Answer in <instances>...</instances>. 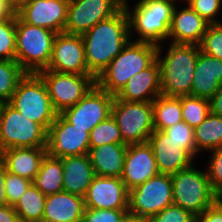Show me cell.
<instances>
[{"label": "cell", "mask_w": 222, "mask_h": 222, "mask_svg": "<svg viewBox=\"0 0 222 222\" xmlns=\"http://www.w3.org/2000/svg\"><path fill=\"white\" fill-rule=\"evenodd\" d=\"M82 40L88 70L97 78L132 40L125 8L83 33Z\"/></svg>", "instance_id": "obj_1"}, {"label": "cell", "mask_w": 222, "mask_h": 222, "mask_svg": "<svg viewBox=\"0 0 222 222\" xmlns=\"http://www.w3.org/2000/svg\"><path fill=\"white\" fill-rule=\"evenodd\" d=\"M165 56L162 45L157 48L160 65L161 94L165 96L191 95L194 70L200 46L169 43Z\"/></svg>", "instance_id": "obj_2"}, {"label": "cell", "mask_w": 222, "mask_h": 222, "mask_svg": "<svg viewBox=\"0 0 222 222\" xmlns=\"http://www.w3.org/2000/svg\"><path fill=\"white\" fill-rule=\"evenodd\" d=\"M158 46L147 42L130 41L96 78V85L116 96L136 73L157 59Z\"/></svg>", "instance_id": "obj_3"}, {"label": "cell", "mask_w": 222, "mask_h": 222, "mask_svg": "<svg viewBox=\"0 0 222 222\" xmlns=\"http://www.w3.org/2000/svg\"><path fill=\"white\" fill-rule=\"evenodd\" d=\"M175 1L169 0H148L138 1L133 10L129 9L128 0H124L130 29V38L133 39V32L138 34L135 42H147L161 45V42L169 37ZM134 29V30H133Z\"/></svg>", "instance_id": "obj_4"}, {"label": "cell", "mask_w": 222, "mask_h": 222, "mask_svg": "<svg viewBox=\"0 0 222 222\" xmlns=\"http://www.w3.org/2000/svg\"><path fill=\"white\" fill-rule=\"evenodd\" d=\"M56 35L16 15V62L26 73L37 74L48 67Z\"/></svg>", "instance_id": "obj_5"}, {"label": "cell", "mask_w": 222, "mask_h": 222, "mask_svg": "<svg viewBox=\"0 0 222 222\" xmlns=\"http://www.w3.org/2000/svg\"><path fill=\"white\" fill-rule=\"evenodd\" d=\"M8 103L47 131L58 115L53 108L46 85L38 74L26 73Z\"/></svg>", "instance_id": "obj_6"}, {"label": "cell", "mask_w": 222, "mask_h": 222, "mask_svg": "<svg viewBox=\"0 0 222 222\" xmlns=\"http://www.w3.org/2000/svg\"><path fill=\"white\" fill-rule=\"evenodd\" d=\"M173 204L190 211L196 217L215 202L206 171L190 166L171 175Z\"/></svg>", "instance_id": "obj_7"}, {"label": "cell", "mask_w": 222, "mask_h": 222, "mask_svg": "<svg viewBox=\"0 0 222 222\" xmlns=\"http://www.w3.org/2000/svg\"><path fill=\"white\" fill-rule=\"evenodd\" d=\"M47 130L8 102L0 114V152L8 148L46 147Z\"/></svg>", "instance_id": "obj_8"}, {"label": "cell", "mask_w": 222, "mask_h": 222, "mask_svg": "<svg viewBox=\"0 0 222 222\" xmlns=\"http://www.w3.org/2000/svg\"><path fill=\"white\" fill-rule=\"evenodd\" d=\"M112 116L127 145L146 143L154 131L153 102L125 101L115 96Z\"/></svg>", "instance_id": "obj_9"}, {"label": "cell", "mask_w": 222, "mask_h": 222, "mask_svg": "<svg viewBox=\"0 0 222 222\" xmlns=\"http://www.w3.org/2000/svg\"><path fill=\"white\" fill-rule=\"evenodd\" d=\"M173 205L171 175L158 174L129 190L128 213L149 221L167 206Z\"/></svg>", "instance_id": "obj_10"}, {"label": "cell", "mask_w": 222, "mask_h": 222, "mask_svg": "<svg viewBox=\"0 0 222 222\" xmlns=\"http://www.w3.org/2000/svg\"><path fill=\"white\" fill-rule=\"evenodd\" d=\"M46 85L53 108L58 114L75 105L95 85L93 75H80L42 70L37 73Z\"/></svg>", "instance_id": "obj_11"}, {"label": "cell", "mask_w": 222, "mask_h": 222, "mask_svg": "<svg viewBox=\"0 0 222 222\" xmlns=\"http://www.w3.org/2000/svg\"><path fill=\"white\" fill-rule=\"evenodd\" d=\"M45 150L48 157L55 158L88 154L89 132L75 127L58 114L47 132Z\"/></svg>", "instance_id": "obj_12"}, {"label": "cell", "mask_w": 222, "mask_h": 222, "mask_svg": "<svg viewBox=\"0 0 222 222\" xmlns=\"http://www.w3.org/2000/svg\"><path fill=\"white\" fill-rule=\"evenodd\" d=\"M124 0L69 1L64 32L82 35L97 23L111 18L123 8Z\"/></svg>", "instance_id": "obj_13"}, {"label": "cell", "mask_w": 222, "mask_h": 222, "mask_svg": "<svg viewBox=\"0 0 222 222\" xmlns=\"http://www.w3.org/2000/svg\"><path fill=\"white\" fill-rule=\"evenodd\" d=\"M114 95L95 85L81 100L61 115L72 125L90 131L112 115Z\"/></svg>", "instance_id": "obj_14"}, {"label": "cell", "mask_w": 222, "mask_h": 222, "mask_svg": "<svg viewBox=\"0 0 222 222\" xmlns=\"http://www.w3.org/2000/svg\"><path fill=\"white\" fill-rule=\"evenodd\" d=\"M46 70L92 75L87 67L82 35L60 32L56 35L52 55Z\"/></svg>", "instance_id": "obj_15"}, {"label": "cell", "mask_w": 222, "mask_h": 222, "mask_svg": "<svg viewBox=\"0 0 222 222\" xmlns=\"http://www.w3.org/2000/svg\"><path fill=\"white\" fill-rule=\"evenodd\" d=\"M68 5L67 0H28L16 9V15L25 23L58 34L64 32Z\"/></svg>", "instance_id": "obj_16"}, {"label": "cell", "mask_w": 222, "mask_h": 222, "mask_svg": "<svg viewBox=\"0 0 222 222\" xmlns=\"http://www.w3.org/2000/svg\"><path fill=\"white\" fill-rule=\"evenodd\" d=\"M129 190L118 177L94 176L84 196L88 209H128Z\"/></svg>", "instance_id": "obj_17"}, {"label": "cell", "mask_w": 222, "mask_h": 222, "mask_svg": "<svg viewBox=\"0 0 222 222\" xmlns=\"http://www.w3.org/2000/svg\"><path fill=\"white\" fill-rule=\"evenodd\" d=\"M147 142L160 174L173 175L194 165V158L163 130H154Z\"/></svg>", "instance_id": "obj_18"}, {"label": "cell", "mask_w": 222, "mask_h": 222, "mask_svg": "<svg viewBox=\"0 0 222 222\" xmlns=\"http://www.w3.org/2000/svg\"><path fill=\"white\" fill-rule=\"evenodd\" d=\"M158 174L153 150L148 142L127 146L123 172L120 178L128 190L143 184Z\"/></svg>", "instance_id": "obj_19"}, {"label": "cell", "mask_w": 222, "mask_h": 222, "mask_svg": "<svg viewBox=\"0 0 222 222\" xmlns=\"http://www.w3.org/2000/svg\"><path fill=\"white\" fill-rule=\"evenodd\" d=\"M210 24L199 16L190 6L173 10L169 37L171 43L200 45Z\"/></svg>", "instance_id": "obj_20"}, {"label": "cell", "mask_w": 222, "mask_h": 222, "mask_svg": "<svg viewBox=\"0 0 222 222\" xmlns=\"http://www.w3.org/2000/svg\"><path fill=\"white\" fill-rule=\"evenodd\" d=\"M160 94V65L156 59L149 67L133 75L116 97L125 101L153 102Z\"/></svg>", "instance_id": "obj_21"}, {"label": "cell", "mask_w": 222, "mask_h": 222, "mask_svg": "<svg viewBox=\"0 0 222 222\" xmlns=\"http://www.w3.org/2000/svg\"><path fill=\"white\" fill-rule=\"evenodd\" d=\"M222 85V60L199 52L191 95L210 100Z\"/></svg>", "instance_id": "obj_22"}, {"label": "cell", "mask_w": 222, "mask_h": 222, "mask_svg": "<svg viewBox=\"0 0 222 222\" xmlns=\"http://www.w3.org/2000/svg\"><path fill=\"white\" fill-rule=\"evenodd\" d=\"M84 197L60 191L46 196L42 222H81Z\"/></svg>", "instance_id": "obj_23"}, {"label": "cell", "mask_w": 222, "mask_h": 222, "mask_svg": "<svg viewBox=\"0 0 222 222\" xmlns=\"http://www.w3.org/2000/svg\"><path fill=\"white\" fill-rule=\"evenodd\" d=\"M45 155V147L8 148L0 152V159L7 172L33 181Z\"/></svg>", "instance_id": "obj_24"}, {"label": "cell", "mask_w": 222, "mask_h": 222, "mask_svg": "<svg viewBox=\"0 0 222 222\" xmlns=\"http://www.w3.org/2000/svg\"><path fill=\"white\" fill-rule=\"evenodd\" d=\"M63 166V190L84 197L95 176L88 154L60 158Z\"/></svg>", "instance_id": "obj_25"}, {"label": "cell", "mask_w": 222, "mask_h": 222, "mask_svg": "<svg viewBox=\"0 0 222 222\" xmlns=\"http://www.w3.org/2000/svg\"><path fill=\"white\" fill-rule=\"evenodd\" d=\"M127 144H104L90 148L89 157L96 176H122Z\"/></svg>", "instance_id": "obj_26"}, {"label": "cell", "mask_w": 222, "mask_h": 222, "mask_svg": "<svg viewBox=\"0 0 222 222\" xmlns=\"http://www.w3.org/2000/svg\"><path fill=\"white\" fill-rule=\"evenodd\" d=\"M62 178V160L60 158L48 157L45 155L32 184L47 196L63 191Z\"/></svg>", "instance_id": "obj_27"}, {"label": "cell", "mask_w": 222, "mask_h": 222, "mask_svg": "<svg viewBox=\"0 0 222 222\" xmlns=\"http://www.w3.org/2000/svg\"><path fill=\"white\" fill-rule=\"evenodd\" d=\"M154 130H165L183 121L181 100L160 94L153 101Z\"/></svg>", "instance_id": "obj_28"}, {"label": "cell", "mask_w": 222, "mask_h": 222, "mask_svg": "<svg viewBox=\"0 0 222 222\" xmlns=\"http://www.w3.org/2000/svg\"><path fill=\"white\" fill-rule=\"evenodd\" d=\"M196 151L213 150L222 147V116L209 113L205 120L194 128Z\"/></svg>", "instance_id": "obj_29"}, {"label": "cell", "mask_w": 222, "mask_h": 222, "mask_svg": "<svg viewBox=\"0 0 222 222\" xmlns=\"http://www.w3.org/2000/svg\"><path fill=\"white\" fill-rule=\"evenodd\" d=\"M45 202L46 195L31 184L13 207L20 222H42Z\"/></svg>", "instance_id": "obj_30"}, {"label": "cell", "mask_w": 222, "mask_h": 222, "mask_svg": "<svg viewBox=\"0 0 222 222\" xmlns=\"http://www.w3.org/2000/svg\"><path fill=\"white\" fill-rule=\"evenodd\" d=\"M26 75L21 66L13 60H0V100L9 102L19 81Z\"/></svg>", "instance_id": "obj_31"}, {"label": "cell", "mask_w": 222, "mask_h": 222, "mask_svg": "<svg viewBox=\"0 0 222 222\" xmlns=\"http://www.w3.org/2000/svg\"><path fill=\"white\" fill-rule=\"evenodd\" d=\"M178 97L181 100L183 121L193 129L196 128L210 113V101L192 95Z\"/></svg>", "instance_id": "obj_32"}, {"label": "cell", "mask_w": 222, "mask_h": 222, "mask_svg": "<svg viewBox=\"0 0 222 222\" xmlns=\"http://www.w3.org/2000/svg\"><path fill=\"white\" fill-rule=\"evenodd\" d=\"M89 136L90 148L111 143L125 144L123 142L118 124L112 115L96 125L90 131Z\"/></svg>", "instance_id": "obj_33"}, {"label": "cell", "mask_w": 222, "mask_h": 222, "mask_svg": "<svg viewBox=\"0 0 222 222\" xmlns=\"http://www.w3.org/2000/svg\"><path fill=\"white\" fill-rule=\"evenodd\" d=\"M0 60L16 61V16L0 20Z\"/></svg>", "instance_id": "obj_34"}, {"label": "cell", "mask_w": 222, "mask_h": 222, "mask_svg": "<svg viewBox=\"0 0 222 222\" xmlns=\"http://www.w3.org/2000/svg\"><path fill=\"white\" fill-rule=\"evenodd\" d=\"M171 139L179 143L180 146L186 150L193 158L199 154L196 151V144L194 140V129L189 126L186 122H178L175 125L166 128L164 130Z\"/></svg>", "instance_id": "obj_35"}, {"label": "cell", "mask_w": 222, "mask_h": 222, "mask_svg": "<svg viewBox=\"0 0 222 222\" xmlns=\"http://www.w3.org/2000/svg\"><path fill=\"white\" fill-rule=\"evenodd\" d=\"M199 46L204 54L222 60V23L210 24Z\"/></svg>", "instance_id": "obj_36"}, {"label": "cell", "mask_w": 222, "mask_h": 222, "mask_svg": "<svg viewBox=\"0 0 222 222\" xmlns=\"http://www.w3.org/2000/svg\"><path fill=\"white\" fill-rule=\"evenodd\" d=\"M186 5L190 6L199 16L209 24H220L215 17L220 13L222 0H185Z\"/></svg>", "instance_id": "obj_37"}, {"label": "cell", "mask_w": 222, "mask_h": 222, "mask_svg": "<svg viewBox=\"0 0 222 222\" xmlns=\"http://www.w3.org/2000/svg\"><path fill=\"white\" fill-rule=\"evenodd\" d=\"M31 184V180L7 172L5 190L8 205L14 206Z\"/></svg>", "instance_id": "obj_38"}, {"label": "cell", "mask_w": 222, "mask_h": 222, "mask_svg": "<svg viewBox=\"0 0 222 222\" xmlns=\"http://www.w3.org/2000/svg\"><path fill=\"white\" fill-rule=\"evenodd\" d=\"M196 216L176 205H170L154 215L148 222H195Z\"/></svg>", "instance_id": "obj_39"}, {"label": "cell", "mask_w": 222, "mask_h": 222, "mask_svg": "<svg viewBox=\"0 0 222 222\" xmlns=\"http://www.w3.org/2000/svg\"><path fill=\"white\" fill-rule=\"evenodd\" d=\"M128 209H84L81 222H120Z\"/></svg>", "instance_id": "obj_40"}, {"label": "cell", "mask_w": 222, "mask_h": 222, "mask_svg": "<svg viewBox=\"0 0 222 222\" xmlns=\"http://www.w3.org/2000/svg\"><path fill=\"white\" fill-rule=\"evenodd\" d=\"M211 158L209 160L206 173L211 184L212 190L216 193L222 190V147L210 150Z\"/></svg>", "instance_id": "obj_41"}, {"label": "cell", "mask_w": 222, "mask_h": 222, "mask_svg": "<svg viewBox=\"0 0 222 222\" xmlns=\"http://www.w3.org/2000/svg\"><path fill=\"white\" fill-rule=\"evenodd\" d=\"M197 222H222V209L215 202L196 217Z\"/></svg>", "instance_id": "obj_42"}, {"label": "cell", "mask_w": 222, "mask_h": 222, "mask_svg": "<svg viewBox=\"0 0 222 222\" xmlns=\"http://www.w3.org/2000/svg\"><path fill=\"white\" fill-rule=\"evenodd\" d=\"M0 222H20L13 206L7 205L0 208Z\"/></svg>", "instance_id": "obj_43"}, {"label": "cell", "mask_w": 222, "mask_h": 222, "mask_svg": "<svg viewBox=\"0 0 222 222\" xmlns=\"http://www.w3.org/2000/svg\"><path fill=\"white\" fill-rule=\"evenodd\" d=\"M16 16V8L9 0H0V20L14 18Z\"/></svg>", "instance_id": "obj_44"}, {"label": "cell", "mask_w": 222, "mask_h": 222, "mask_svg": "<svg viewBox=\"0 0 222 222\" xmlns=\"http://www.w3.org/2000/svg\"><path fill=\"white\" fill-rule=\"evenodd\" d=\"M209 101L210 112L222 116V85Z\"/></svg>", "instance_id": "obj_45"}, {"label": "cell", "mask_w": 222, "mask_h": 222, "mask_svg": "<svg viewBox=\"0 0 222 222\" xmlns=\"http://www.w3.org/2000/svg\"><path fill=\"white\" fill-rule=\"evenodd\" d=\"M7 174V168L5 163L0 159V188L5 184V178Z\"/></svg>", "instance_id": "obj_46"}, {"label": "cell", "mask_w": 222, "mask_h": 222, "mask_svg": "<svg viewBox=\"0 0 222 222\" xmlns=\"http://www.w3.org/2000/svg\"><path fill=\"white\" fill-rule=\"evenodd\" d=\"M8 205L7 194L5 190V184L0 188V208Z\"/></svg>", "instance_id": "obj_47"}, {"label": "cell", "mask_w": 222, "mask_h": 222, "mask_svg": "<svg viewBox=\"0 0 222 222\" xmlns=\"http://www.w3.org/2000/svg\"><path fill=\"white\" fill-rule=\"evenodd\" d=\"M120 222H148V221L127 213Z\"/></svg>", "instance_id": "obj_48"}, {"label": "cell", "mask_w": 222, "mask_h": 222, "mask_svg": "<svg viewBox=\"0 0 222 222\" xmlns=\"http://www.w3.org/2000/svg\"><path fill=\"white\" fill-rule=\"evenodd\" d=\"M215 203L222 209V190L215 193Z\"/></svg>", "instance_id": "obj_49"}, {"label": "cell", "mask_w": 222, "mask_h": 222, "mask_svg": "<svg viewBox=\"0 0 222 222\" xmlns=\"http://www.w3.org/2000/svg\"><path fill=\"white\" fill-rule=\"evenodd\" d=\"M9 1L17 9L21 4L27 2L28 0H9Z\"/></svg>", "instance_id": "obj_50"}, {"label": "cell", "mask_w": 222, "mask_h": 222, "mask_svg": "<svg viewBox=\"0 0 222 222\" xmlns=\"http://www.w3.org/2000/svg\"><path fill=\"white\" fill-rule=\"evenodd\" d=\"M4 104L5 103L0 100V114H1V110H2V107H3Z\"/></svg>", "instance_id": "obj_51"}, {"label": "cell", "mask_w": 222, "mask_h": 222, "mask_svg": "<svg viewBox=\"0 0 222 222\" xmlns=\"http://www.w3.org/2000/svg\"><path fill=\"white\" fill-rule=\"evenodd\" d=\"M139 1H148V0H139ZM169 1H175L176 2V0H169Z\"/></svg>", "instance_id": "obj_52"}]
</instances>
